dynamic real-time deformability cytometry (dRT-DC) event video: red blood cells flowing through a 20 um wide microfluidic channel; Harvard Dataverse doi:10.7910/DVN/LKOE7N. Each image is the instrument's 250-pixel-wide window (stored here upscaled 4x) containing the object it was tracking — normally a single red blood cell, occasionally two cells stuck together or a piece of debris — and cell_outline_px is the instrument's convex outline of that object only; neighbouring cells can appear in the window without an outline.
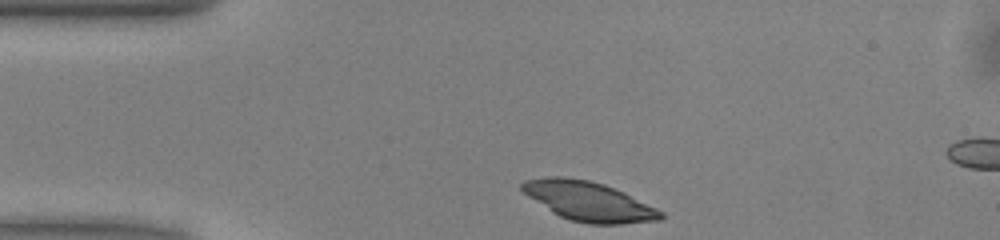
{"species": "common noctule bat (a hibernating species)", "species_latin": "Nyctalus noctula", "temperature_condition": "warm", "stored_images_in_passage": 42, "segment_of_instrument_passage": [1, 2], "camera_frame_rate_fps": 3000, "um_per_image_px": 0.085, "animal": {"sex": "male", "body_mass_g": 13.0, "forearm_length_mm": 53.1}, "frame": {"image": 1, "passage_image": 1, "time_ms": 0.0, "image_size_px": [1000, 240], "cell_outline_px": [[664, 216], [660, 220], [620, 224], [588, 224], [572, 220], [560, 216], [552, 212], [528, 196], [520, 188], [520, 184], [524, 180], [552, 176], [564, 176], [588, 180], [604, 184], [624, 192], [664, 212]], "centroid_in_image_um": [50.03, 17.1], "position_along_channel_um": 35.0, "area_um2": 31.67}}